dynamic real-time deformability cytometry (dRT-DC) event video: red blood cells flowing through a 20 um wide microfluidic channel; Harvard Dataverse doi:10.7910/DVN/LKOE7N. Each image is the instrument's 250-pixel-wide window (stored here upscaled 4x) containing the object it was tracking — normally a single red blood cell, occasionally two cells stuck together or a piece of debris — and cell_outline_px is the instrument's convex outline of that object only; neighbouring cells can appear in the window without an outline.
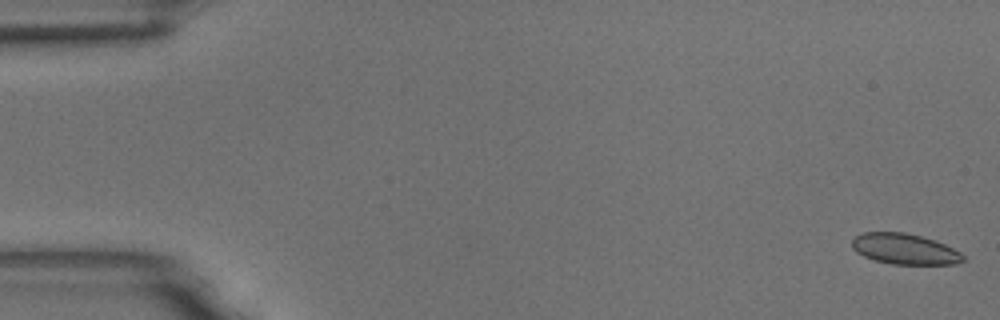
{"species": "common noctule bat (a hibernating species)", "species_latin": "Nyctalus noctula", "temperature_condition": "room temperature", "stored_images_in_passage": 56, "camera_frame_rate_fps": 3000, "um_per_image_px": 0.085, "animal": {"sex": "male", "body_mass_g": 18.8}, "frame": {"image": 1, "passage_image": 1, "time_ms": 0.0, "image_size_px": [1000, 320], "cell_outline_px": [[964, 260], [956, 264], [892, 264], [876, 260], [864, 256], [856, 252], [852, 248], [852, 240], [856, 236], [864, 232], [904, 232], [920, 236], [944, 244], [960, 252], [964, 256]], "centroid_in_image_um": [76.88, 21.16], "position_along_channel_um": 8.1, "area_um2": 19.65}}
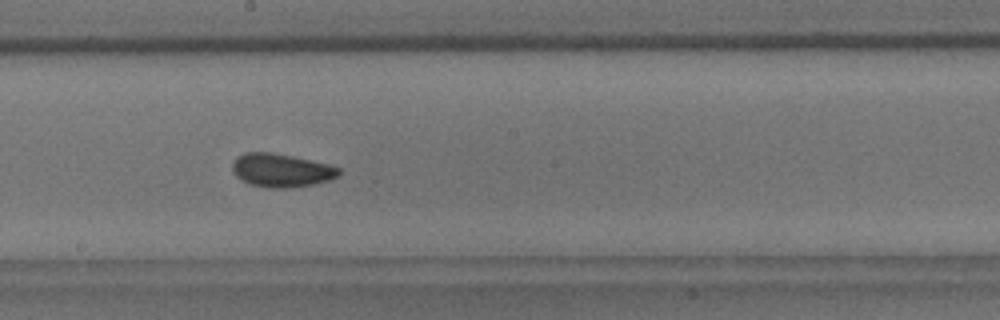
{"frame": {"image": 2, "passage_image": 31, "time_ms": 10.0, "image_size_px": [1000, 320], "cell_outline_px": [[340, 176], [328, 180], [312, 184], [292, 188], [268, 188], [252, 184], [240, 180], [232, 172], [232, 164], [236, 156], [244, 152], [272, 152], [292, 156], [328, 164], [340, 168]], "centroid_in_image_um": [23.88, 14.47], "position_along_channel_um": 224.3, "area_um2": 20.87}}
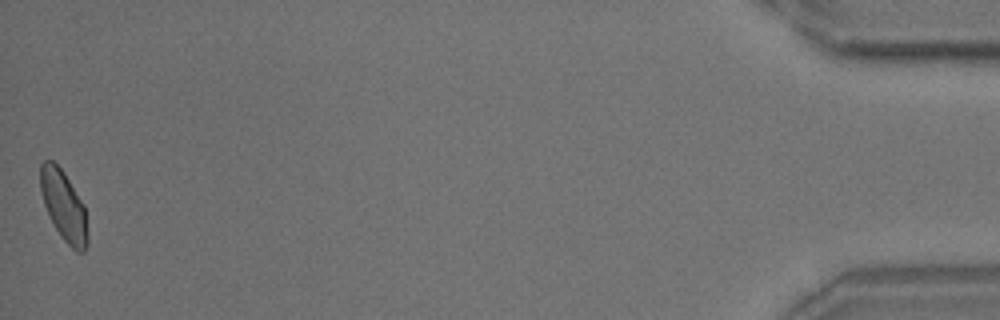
{"frame": {"image": 3, "passage_image": 56, "time_ms": 18.333, "image_size_px": [1000, 320], "cell_outline_px": [[88, 244], [84, 252], [76, 252], [60, 236], [44, 204], [40, 188], [40, 164], [44, 160], [52, 160], [64, 172], [84, 204], [88, 232]], "centroid_in_image_um": [5.44, 17.5], "position_along_channel_um": 429.8, "area_um2": 19.25}, "authors_computed_cell_mechanics": {"area_um2": 19.9988, "velocity_mm_per_s": 3.6064, "shape_relaxation_time_tau1_ms": 3.9993, "shape_relaxation_time_tau2_ms": 1.4854, "deformation_change_tau1": 0.0748, "deformation_change_tau2": 0.0668}}